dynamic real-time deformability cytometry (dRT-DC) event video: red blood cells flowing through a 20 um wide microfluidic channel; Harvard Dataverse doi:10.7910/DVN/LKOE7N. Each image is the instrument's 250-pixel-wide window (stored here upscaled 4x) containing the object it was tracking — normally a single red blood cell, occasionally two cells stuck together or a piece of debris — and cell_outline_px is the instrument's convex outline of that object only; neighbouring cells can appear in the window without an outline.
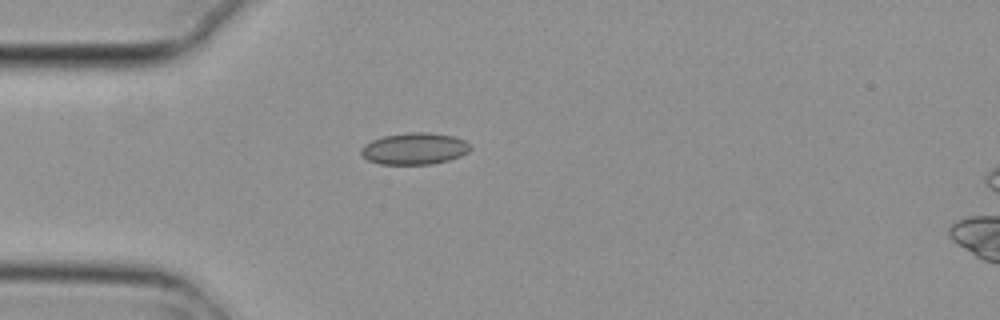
{"species": "common noctule bat (a hibernating species)", "species_latin": "Nyctalus noctula", "temperature_condition": "cold", "stored_images_in_passage": 5, "camera_frame_rate_fps": 3000, "um_per_image_px": 0.085, "animal": {"sex": "female", "body_mass_g": 29.2, "forearm_length_mm": 56.3}, "frame": {"image": 1, "passage_image": 5, "time_ms": 1.333, "image_size_px": [1000, 320], "cell_outline_px": [[472, 148], [468, 152], [460, 156], [448, 160], [432, 164], [380, 164], [368, 160], [360, 152], [360, 148], [364, 144], [372, 140], [384, 136], [408, 132], [428, 132], [452, 136], [464, 140]], "centroid_in_image_um": [35.22, 12.63], "position_along_channel_um": 49.8, "area_um2": 20.11}}